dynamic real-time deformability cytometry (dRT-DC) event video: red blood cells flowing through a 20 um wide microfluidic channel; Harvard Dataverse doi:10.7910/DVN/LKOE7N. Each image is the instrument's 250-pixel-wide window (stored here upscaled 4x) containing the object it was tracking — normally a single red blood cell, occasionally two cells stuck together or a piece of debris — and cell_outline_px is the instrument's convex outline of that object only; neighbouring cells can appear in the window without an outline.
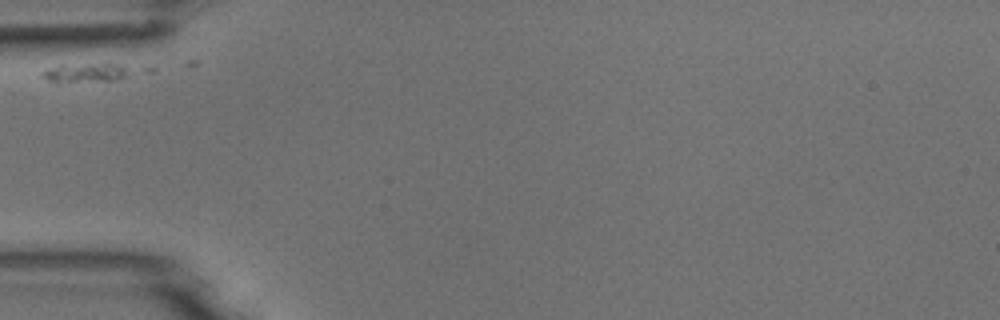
{"species": "common noctule bat (a hibernating species)", "species_latin": "Nyctalus noctula", "temperature_condition": "room temperature", "stored_images_in_passage": 2, "camera_frame_rate_fps": 3000, "um_per_image_px": 0.085, "animal": {"sex": "male", "body_mass_g": 18.8}, "frame": {"image": 1, "passage_image": 1, "time_ms": 0.0, "image_size_px": [1000, 320], "cell_outline_px": [[156, 72], [112, 80], [56, 84], [48, 80], [40, 72], [48, 68], [88, 64], [112, 64], [156, 68]], "centroid_in_image_um": [7.92, 6.2], "position_along_channel_um": 77.1, "area_um2": 11.27}}